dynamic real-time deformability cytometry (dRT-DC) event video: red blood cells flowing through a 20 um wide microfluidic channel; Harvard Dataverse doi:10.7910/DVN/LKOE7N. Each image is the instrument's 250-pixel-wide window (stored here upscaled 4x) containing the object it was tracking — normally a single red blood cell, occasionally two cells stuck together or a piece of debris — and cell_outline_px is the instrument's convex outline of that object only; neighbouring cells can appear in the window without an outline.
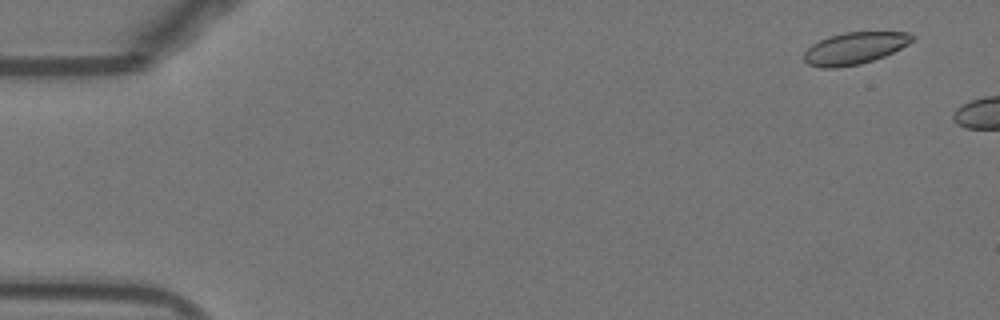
{"species": "Egyptian fruit bat (a non-hibernating species)", "species_latin": "Rousettus aegyptiacus", "temperature_condition": "warm", "stored_images_in_passage": 6, "camera_frame_rate_fps": 3000, "um_per_image_px": 0.085, "animal": {"sex": "female"}, "frame": {"image": 1, "passage_image": 3, "time_ms": 0.667, "image_size_px": [1000, 320], "cell_outline_px": [[916, 36], [908, 44], [884, 56], [860, 64], [836, 68], [820, 68], [808, 64], [804, 60], [804, 52], [812, 44], [828, 36], [844, 32], [908, 32]], "centroid_in_image_um": [72.62, 4.1], "position_along_channel_um": 12.4, "area_um2": 20.11}}